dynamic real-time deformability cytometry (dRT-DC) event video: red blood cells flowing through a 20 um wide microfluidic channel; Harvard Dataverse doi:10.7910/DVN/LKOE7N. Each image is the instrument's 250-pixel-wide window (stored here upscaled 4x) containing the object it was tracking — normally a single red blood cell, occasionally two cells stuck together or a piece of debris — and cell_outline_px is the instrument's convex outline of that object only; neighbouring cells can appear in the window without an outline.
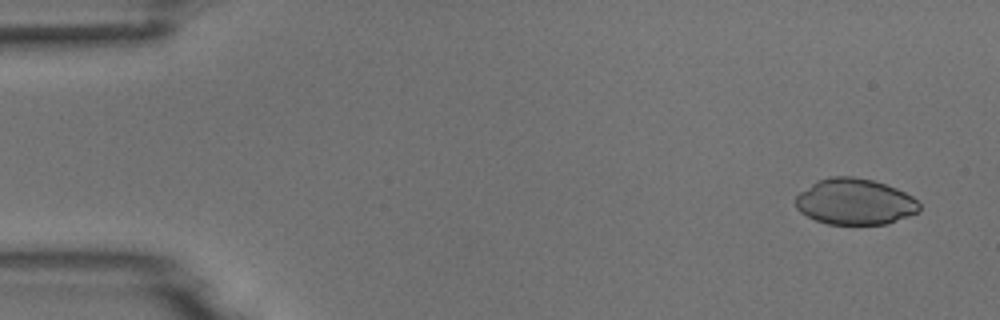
{"species": "common noctule bat (a hibernating species)", "species_latin": "Nyctalus noctula", "temperature_condition": "room temperature", "stored_images_in_passage": 5, "camera_frame_rate_fps": 3000, "um_per_image_px": 0.085, "animal": {"sex": "male", "body_mass_g": 18.8}, "frame": {"image": 1, "passage_image": 1, "time_ms": 0.0, "image_size_px": [1000, 320], "cell_outline_px": [[920, 208], [916, 212], [908, 216], [888, 224], [828, 224], [816, 220], [800, 212], [796, 208], [796, 196], [800, 192], [816, 180], [832, 176], [852, 176], [872, 180], [896, 188], [912, 196], [920, 204]], "centroid_in_image_um": [72.65, 17.14], "position_along_channel_um": 12.4, "area_um2": 33.12}}